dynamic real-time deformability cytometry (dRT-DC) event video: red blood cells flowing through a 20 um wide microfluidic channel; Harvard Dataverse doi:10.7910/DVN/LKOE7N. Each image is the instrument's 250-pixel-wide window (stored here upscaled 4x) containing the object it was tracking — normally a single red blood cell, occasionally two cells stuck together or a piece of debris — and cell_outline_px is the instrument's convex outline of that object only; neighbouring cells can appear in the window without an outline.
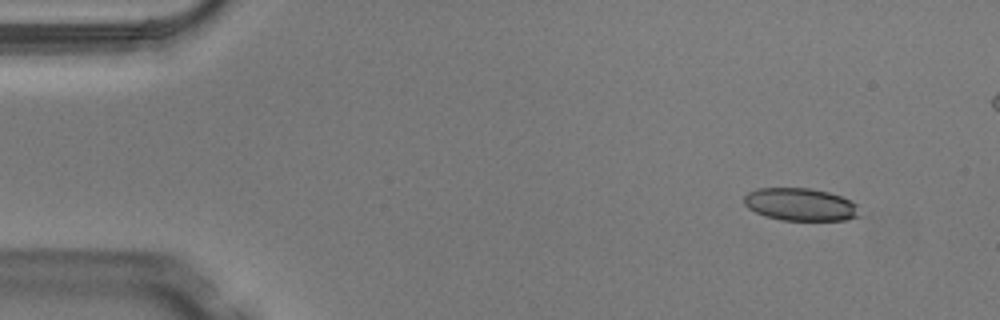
{"species": "Egyptian fruit bat (a non-hibernating species)", "species_latin": "Rousettus aegyptiacus", "temperature_condition": "warm", "stored_images_in_passage": 4, "camera_frame_rate_fps": 3000, "um_per_image_px": 0.085, "animal": {"sex": "male"}, "frame": {"image": 1, "passage_image": 1, "time_ms": 0.0, "image_size_px": [1000, 320], "cell_outline_px": [[860, 216], [844, 220], [780, 220], [764, 216], [748, 208], [744, 204], [744, 196], [748, 192], [756, 188], [812, 188], [828, 192], [852, 200], [856, 204]], "centroid_in_image_um": [68.02, 17.37], "position_along_channel_um": 17.0, "area_um2": 22.08}}